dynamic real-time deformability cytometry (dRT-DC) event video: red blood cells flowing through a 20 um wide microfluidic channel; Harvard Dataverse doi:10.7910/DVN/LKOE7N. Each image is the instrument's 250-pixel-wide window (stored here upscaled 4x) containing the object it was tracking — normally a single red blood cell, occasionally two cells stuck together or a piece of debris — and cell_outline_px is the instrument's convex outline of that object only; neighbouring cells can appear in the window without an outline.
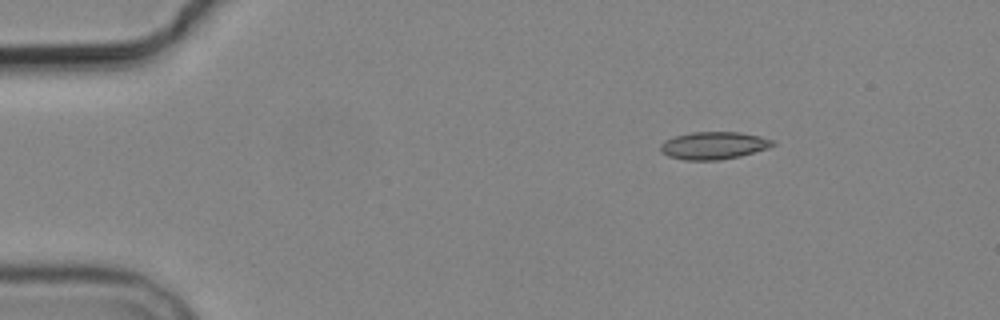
{"species": "common noctule bat (a hibernating species)", "species_latin": "Nyctalus noctula", "temperature_condition": "cold", "stored_images_in_passage": 3, "camera_frame_rate_fps": 3000, "um_per_image_px": 0.085, "animal": {"sex": "male", "body_mass_g": 19.2, "forearm_length_mm": 51.8}, "frame": {"image": 1, "passage_image": 1, "time_ms": 0.0, "image_size_px": [1000, 320], "cell_outline_px": [[776, 144], [768, 148], [740, 156], [720, 160], [684, 160], [668, 156], [660, 152], [660, 144], [664, 140], [676, 136], [692, 132], [740, 132], [760, 136], [776, 140]], "centroid_in_image_um": [60.67, 12.37], "position_along_channel_um": 24.3, "area_um2": 18.15}}